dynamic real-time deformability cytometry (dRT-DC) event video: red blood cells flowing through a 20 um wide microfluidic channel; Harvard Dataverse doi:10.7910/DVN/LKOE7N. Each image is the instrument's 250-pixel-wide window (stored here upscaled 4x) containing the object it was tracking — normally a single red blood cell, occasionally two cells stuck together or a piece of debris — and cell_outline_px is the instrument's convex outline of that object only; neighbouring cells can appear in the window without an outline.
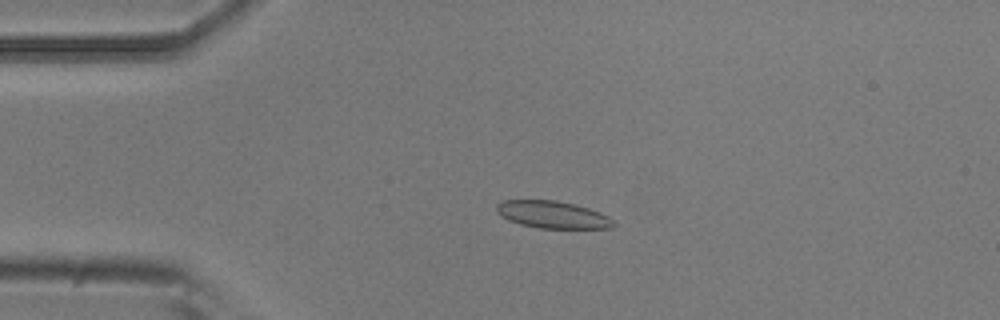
{"species": "common noctule bat (a hibernating species)", "species_latin": "Nyctalus noctula", "temperature_condition": "room temperature", "stored_images_in_passage": 5, "camera_frame_rate_fps": 3000, "um_per_image_px": 0.085, "animal": {"sex": "male", "body_mass_g": 20.5, "forearm_length_mm": 52.5}, "frame": {"image": 1, "passage_image": 4, "time_ms": 1.0, "image_size_px": [1000, 320], "cell_outline_px": [[616, 224], [612, 228], [540, 228], [520, 224], [508, 220], [500, 216], [496, 212], [496, 204], [504, 200], [556, 200], [576, 204], [600, 212], [608, 216]], "centroid_in_image_um": [46.95, 18.24], "position_along_channel_um": 38.0, "area_um2": 18.67}}